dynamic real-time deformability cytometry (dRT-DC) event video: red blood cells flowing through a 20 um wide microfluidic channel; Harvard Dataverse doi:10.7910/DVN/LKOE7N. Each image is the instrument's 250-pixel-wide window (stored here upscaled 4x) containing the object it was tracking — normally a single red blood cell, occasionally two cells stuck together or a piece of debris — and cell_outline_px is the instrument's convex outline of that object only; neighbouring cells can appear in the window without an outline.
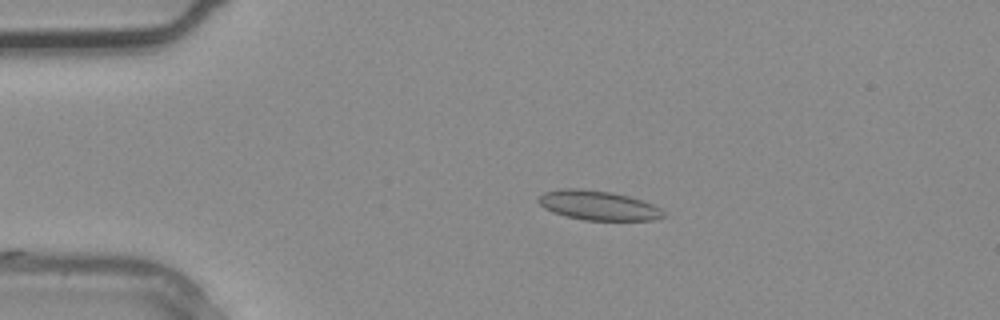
{"species": "common noctule bat (a hibernating species)", "species_latin": "Nyctalus noctula", "temperature_condition": "warm", "stored_images_in_passage": 3, "camera_frame_rate_fps": 3000, "um_per_image_px": 0.085, "animal": {"sex": "male", "body_mass_g": 20.4}, "frame": {"image": 1, "passage_image": 2, "time_ms": 0.333, "image_size_px": [1000, 320], "cell_outline_px": [[668, 216], [652, 220], [584, 220], [564, 216], [552, 212], [544, 208], [536, 200], [544, 192], [560, 188], [580, 188], [612, 192], [628, 196], [652, 204], [660, 208]], "centroid_in_image_um": [50.82, 17.46], "position_along_channel_um": 34.2, "area_um2": 21.62}}